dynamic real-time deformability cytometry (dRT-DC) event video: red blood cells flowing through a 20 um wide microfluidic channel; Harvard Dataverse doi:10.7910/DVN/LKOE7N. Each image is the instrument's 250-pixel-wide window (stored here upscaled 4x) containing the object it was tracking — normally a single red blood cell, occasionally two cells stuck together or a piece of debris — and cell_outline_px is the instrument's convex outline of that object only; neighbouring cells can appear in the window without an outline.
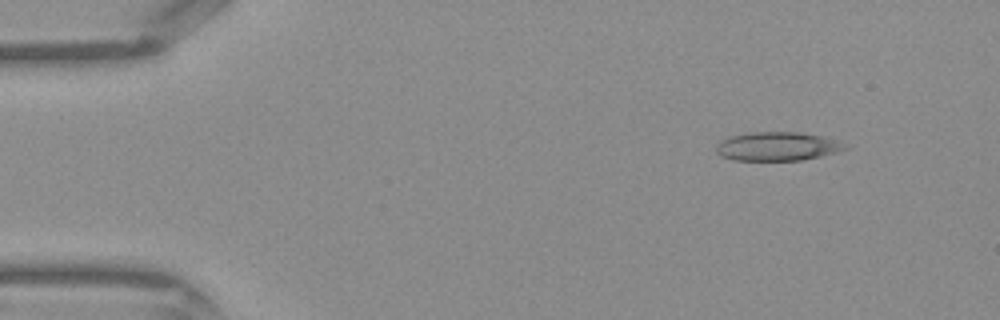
{"species": "Egyptian fruit bat (a non-hibernating species)", "species_latin": "Rousettus aegyptiacus", "temperature_condition": "warm", "stored_images_in_passage": 42, "camera_frame_rate_fps": 3000, "um_per_image_px": 0.085, "frame": {"image": 1, "passage_image": 4, "time_ms": 1.0, "image_size_px": [1000, 320], "cell_outline_px": [[848, 148], [836, 152], [820, 156], [800, 160], [732, 160], [720, 156], [716, 152], [716, 144], [720, 140], [732, 136], [752, 132], [800, 132], [840, 140]], "centroid_in_image_um": [66.05, 12.44], "position_along_channel_um": 19.0, "area_um2": 21.56}}
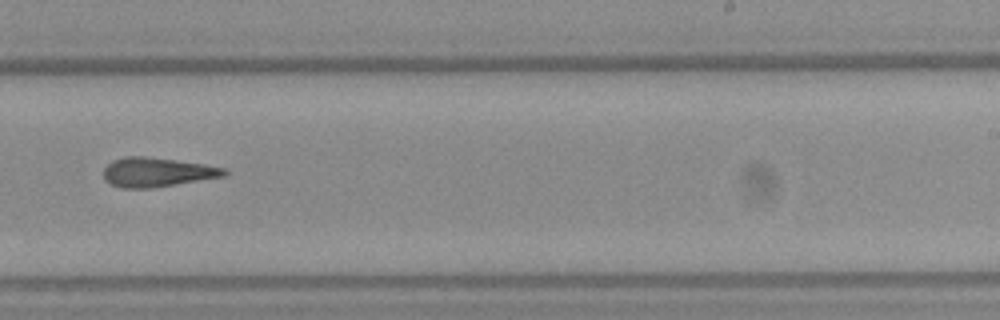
{"frame": {"image": 2, "passage_image": 26, "time_ms": 8.333, "image_size_px": [1000, 320], "cell_outline_px": [[228, 176], [176, 184], [148, 188], [124, 188], [112, 184], [104, 180], [104, 168], [112, 160], [124, 156], [144, 156], [176, 160], [204, 164], [224, 168], [228, 172]], "centroid_in_image_um": [13.36, 14.63], "position_along_channel_um": 275.6, "area_um2": 20.58}}
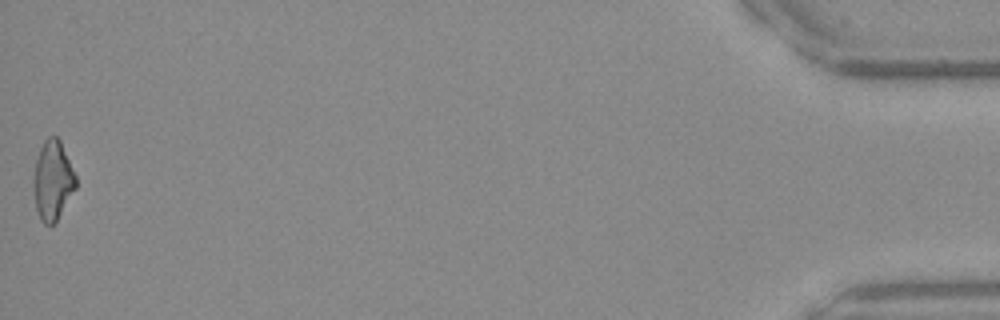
{"frame": {"image": 3, "passage_image": 42, "time_ms": 13.667, "image_size_px": [1000, 320], "cell_outline_px": [[76, 188], [56, 220], [52, 224], [44, 224], [40, 220], [36, 208], [32, 184], [32, 180], [36, 160], [40, 148], [44, 140], [48, 136], [56, 136], [60, 140], [76, 176]], "centroid_in_image_um": [4.46, 15.32], "position_along_channel_um": 430.7, "area_um2": 19.48}}